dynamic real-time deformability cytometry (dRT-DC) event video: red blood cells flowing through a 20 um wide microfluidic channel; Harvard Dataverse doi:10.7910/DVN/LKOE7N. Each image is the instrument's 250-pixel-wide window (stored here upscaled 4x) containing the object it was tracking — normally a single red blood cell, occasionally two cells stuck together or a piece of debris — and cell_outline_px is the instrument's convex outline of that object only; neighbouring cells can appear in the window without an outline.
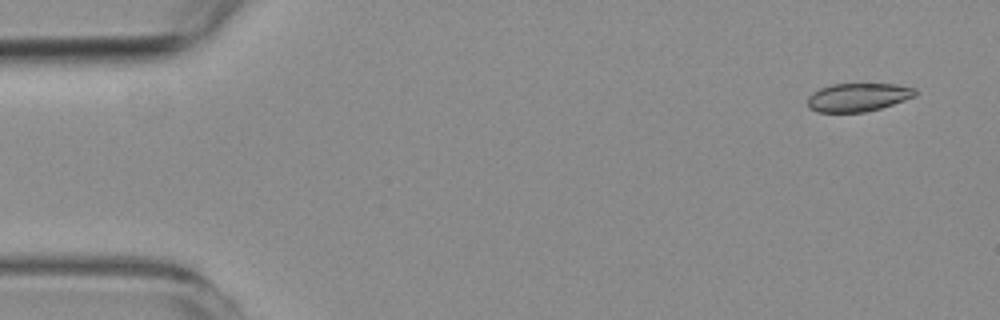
{"species": "common noctule bat (a hibernating species)", "species_latin": "Nyctalus noctula", "temperature_condition": "room temperature", "stored_images_in_passage": 52, "camera_frame_rate_fps": 3000, "um_per_image_px": 0.085, "animal": {"sex": "female", "body_mass_g": 19.3, "forearm_length_mm": 54.1}, "frame": {"image": 1, "passage_image": 1, "time_ms": 0.0, "image_size_px": [1000, 320], "cell_outline_px": [[916, 96], [880, 108], [864, 112], [820, 112], [808, 108], [808, 96], [812, 92], [820, 88], [832, 84], [896, 84], [916, 88]], "centroid_in_image_um": [72.92, 8.26], "position_along_channel_um": 12.1, "area_um2": 17.74}}
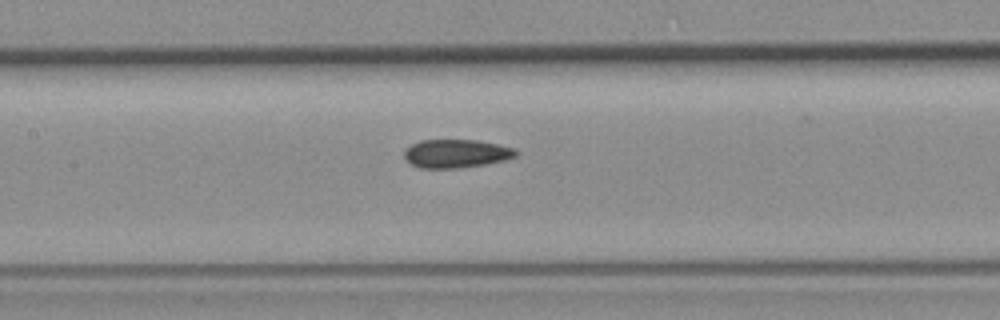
{"frame": {"image": 2, "passage_image": 23, "time_ms": 7.333, "image_size_px": [1000, 320], "cell_outline_px": [[520, 152], [516, 156], [504, 160], [484, 164], [460, 168], [420, 168], [404, 160], [404, 152], [412, 144], [420, 140], [476, 140], [516, 148]], "centroid_in_image_um": [38.78, 13.05], "position_along_channel_um": 168.6, "area_um2": 18.5}}
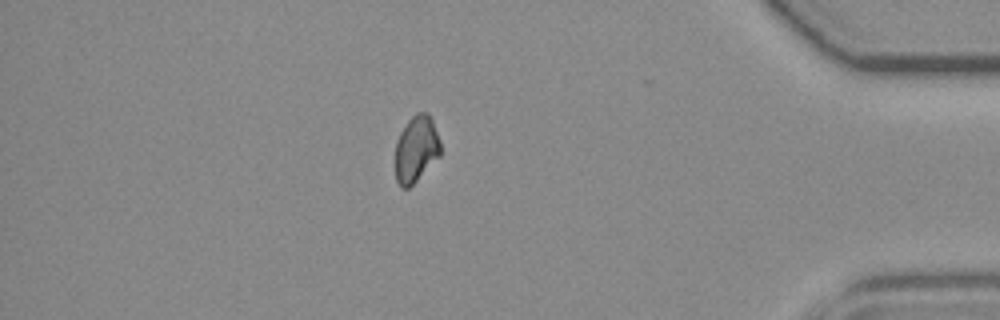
{"frame": {"image": 3, "passage_image": 45, "time_ms": 14.667, "image_size_px": [1000, 320], "cell_outline_px": [[440, 156], [408, 188], [400, 188], [396, 180], [396, 140], [400, 132], [408, 120], [416, 112], [428, 112], [432, 120], [440, 140]], "centroid_in_image_um": [35.37, 12.65], "position_along_channel_um": 399.8, "area_um2": 17.46}}